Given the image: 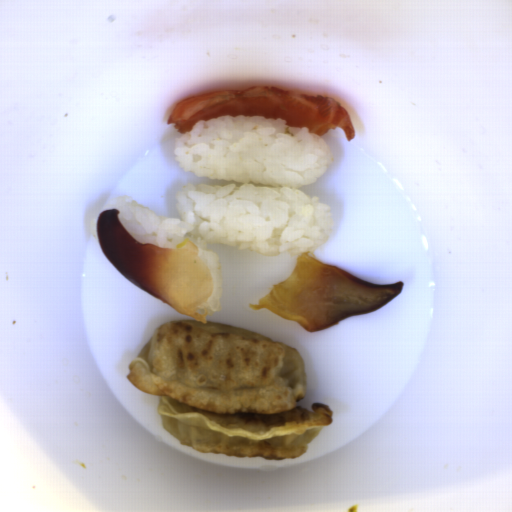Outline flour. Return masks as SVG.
<instances>
[{
	"label": "flour",
	"instance_id": "c2a2500e",
	"mask_svg": "<svg viewBox=\"0 0 512 512\" xmlns=\"http://www.w3.org/2000/svg\"><path fill=\"white\" fill-rule=\"evenodd\" d=\"M127 380L159 396L163 429L205 454L293 460L333 422L307 410L304 359L294 347L232 325L167 321L133 358Z\"/></svg>",
	"mask_w": 512,
	"mask_h": 512
}]
</instances>
